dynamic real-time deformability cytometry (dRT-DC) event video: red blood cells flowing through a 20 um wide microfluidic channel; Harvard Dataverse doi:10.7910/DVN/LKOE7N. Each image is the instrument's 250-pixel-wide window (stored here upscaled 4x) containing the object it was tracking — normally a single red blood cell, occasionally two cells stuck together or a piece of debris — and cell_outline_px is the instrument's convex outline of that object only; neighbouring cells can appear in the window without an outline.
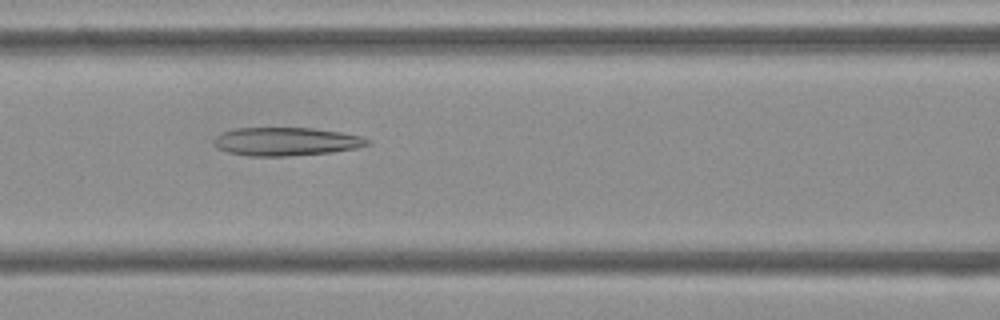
{"species": "Egyptian fruit bat (a non-hibernating species)", "species_latin": "Rousettus aegyptiacus", "temperature_condition": "cold", "stored_images_in_passage": 39, "camera_frame_rate_fps": 3000, "um_per_image_px": 0.085, "frame": {"image": 1, "passage_image": 8, "time_ms": 2.333, "image_size_px": [1000, 320], "cell_outline_px": [[372, 144], [356, 148], [332, 152], [288, 156], [248, 156], [228, 152], [220, 148], [212, 140], [216, 136], [224, 132], [236, 128], [312, 128], [340, 132], [364, 136], [372, 140]], "centroid_in_image_um": [24.4, 12.03], "position_along_channel_um": 142.2, "area_um2": 25.37}}
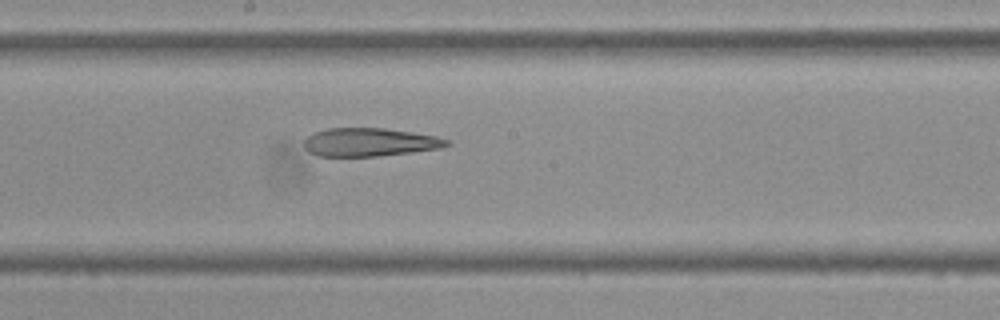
{"frame": {"image": 2, "passage_image": 14, "time_ms": 4.333, "image_size_px": [1000, 320], "cell_outline_px": [[452, 144], [444, 148], [412, 152], [376, 156], [316, 156], [308, 152], [304, 148], [304, 140], [308, 136], [316, 132], [328, 128], [384, 128], [412, 132], [436, 136], [448, 140]], "centroid_in_image_um": [31.43, 12.09], "position_along_channel_um": 216.8, "area_um2": 23.64}}
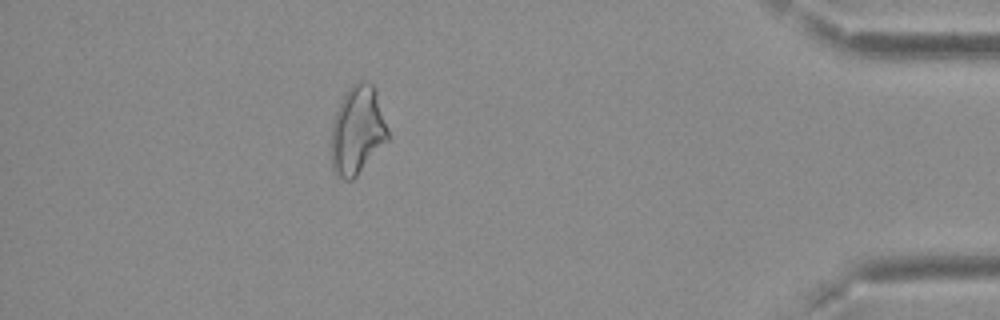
{"frame": {"image": 3, "passage_image": 33, "time_ms": 10.667, "image_size_px": [1000, 320], "cell_outline_px": [[388, 140], [356, 176], [352, 180], [344, 180], [332, 168], [332, 124], [336, 112], [348, 88], [356, 80], [364, 80], [372, 84], [376, 88], [388, 128]], "centroid_in_image_um": [30.4, 11.03], "position_along_channel_um": 404.8, "area_um2": 29.02}, "authors_computed_cell_mechanics": {"area_um2": 25.8944, "velocity_mm_per_s": 3.7326, "shape_relaxation_time_tau1_ms": null, "shape_relaxation_time_tau2_ms": 8.5391, "deformation_change_tau1": null, "deformation_change_tau2": 0.2337}}